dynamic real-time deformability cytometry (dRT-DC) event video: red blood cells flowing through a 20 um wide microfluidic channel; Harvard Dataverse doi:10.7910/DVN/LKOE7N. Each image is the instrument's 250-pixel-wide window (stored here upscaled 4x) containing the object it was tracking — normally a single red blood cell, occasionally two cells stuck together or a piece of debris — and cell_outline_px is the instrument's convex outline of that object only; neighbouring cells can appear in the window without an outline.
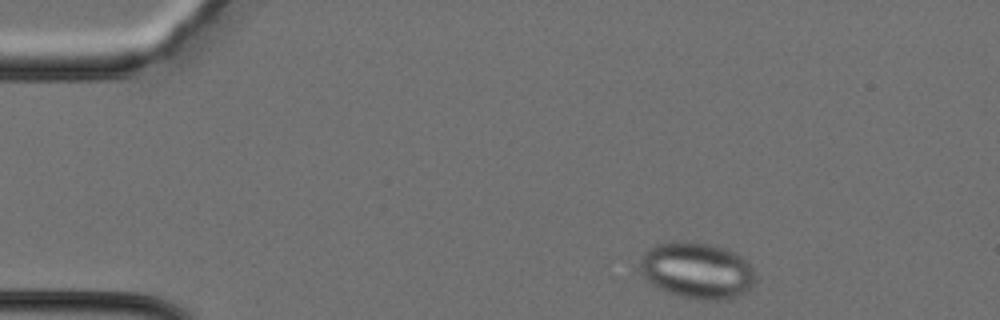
{"species": "Egyptian fruit bat (a non-hibernating species)", "species_latin": "Rousettus aegyptiacus", "temperature_condition": "cold", "stored_images_in_passage": 33, "camera_frame_rate_fps": 3000, "um_per_image_px": 0.085, "animal": {"sex": "female"}, "frame": {"image": 1, "passage_image": 1, "time_ms": 0.0, "image_size_px": [1000, 320], "cell_outline_px": [[756, 280], [740, 296], [728, 300], [700, 300], [680, 296], [668, 292], [652, 284], [640, 272], [640, 260], [644, 252], [648, 248], [656, 244], [672, 240], [684, 240], [708, 244], [724, 248], [740, 256], [752, 268], [756, 276]], "centroid_in_image_um": [59.22, 22.98], "position_along_channel_um": 25.8, "area_um2": 38.03}}
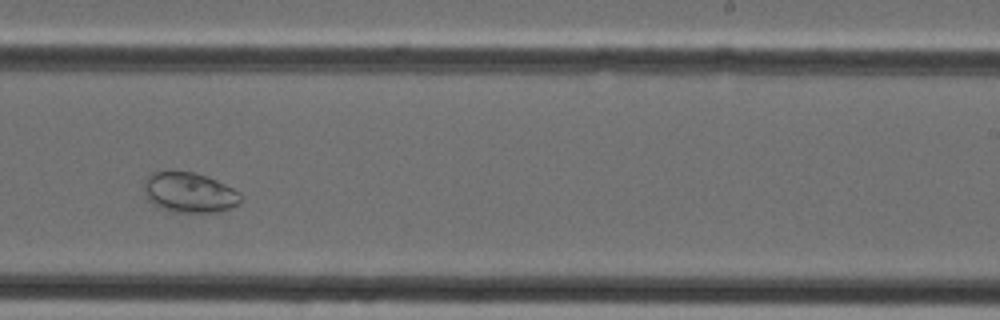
{"frame": {"image": 2, "passage_image": 19, "time_ms": 6.0, "image_size_px": [1000, 320], "cell_outline_px": [[240, 200], [232, 208], [216, 212], [172, 212], [152, 204], [148, 200], [144, 184], [148, 176], [152, 172], [196, 172], [208, 176], [240, 192]], "centroid_in_image_um": [16.1, 16.37], "position_along_channel_um": 272.9, "area_um2": 22.37}}
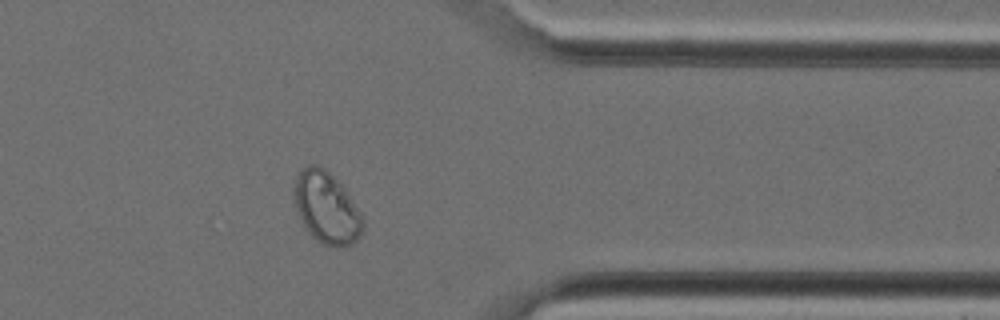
{"frame": {"image": 3, "passage_image": 26, "time_ms": 8.333, "image_size_px": [1000, 320], "cell_outline_px": [[364, 228], [360, 236], [352, 244], [340, 248], [336, 248], [324, 244], [316, 240], [304, 228], [296, 212], [292, 196], [292, 192], [296, 180], [300, 172], [308, 164], [316, 164], [324, 168], [348, 192], [364, 224]], "centroid_in_image_um": [27.71, 17.69], "position_along_channel_um": 383.7, "area_um2": 28.78}}